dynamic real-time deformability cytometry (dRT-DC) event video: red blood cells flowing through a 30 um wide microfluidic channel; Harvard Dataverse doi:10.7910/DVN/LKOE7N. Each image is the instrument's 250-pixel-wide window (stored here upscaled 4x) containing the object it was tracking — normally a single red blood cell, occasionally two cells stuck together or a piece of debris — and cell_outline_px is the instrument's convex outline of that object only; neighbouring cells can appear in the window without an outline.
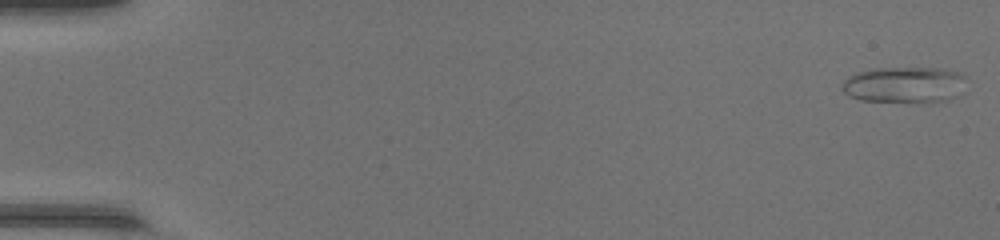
{"species": "common noctule bat (a hibernating species)", "species_latin": "Nyctalus noctula", "temperature_condition": "warm", "stored_images_in_passage": 9, "camera_frame_rate_fps": 3000, "um_per_image_px": 0.085, "animal": {"sex": "female", "body_mass_g": 17.0, "forearm_length_mm": 48.0}, "frame": {"image": 1, "passage_image": 1, "time_ms": 0.0, "image_size_px": [1000, 240], "cell_outline_px": [[964, 92], [948, 100], [860, 100], [848, 96], [844, 92], [844, 80], [848, 76], [856, 72], [872, 68], [936, 68], [960, 72], [964, 76]], "centroid_in_image_um": [76.88, 7.16], "position_along_channel_um": 8.1, "area_um2": 25.55}}